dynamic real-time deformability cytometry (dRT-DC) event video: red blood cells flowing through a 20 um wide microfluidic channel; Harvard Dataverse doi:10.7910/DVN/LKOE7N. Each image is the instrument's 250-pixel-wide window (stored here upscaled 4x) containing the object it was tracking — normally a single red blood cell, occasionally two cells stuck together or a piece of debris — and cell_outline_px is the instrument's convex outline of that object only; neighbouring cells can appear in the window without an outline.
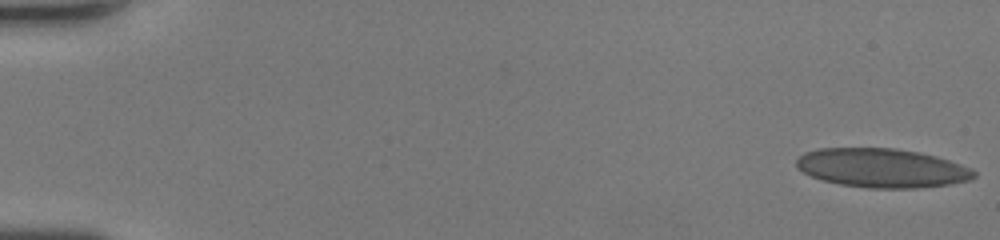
{"species": "human", "species_latin": "Homo sapiens", "temperature_condition": "room temperature", "stored_images_in_passage": 40, "camera_frame_rate_fps": 3000, "um_per_image_px": 0.085, "donor": {"sex": "female"}, "frame": {"image": 1, "passage_image": 1, "time_ms": 0.0, "image_size_px": [1000, 240], "cell_outline_px": [[976, 176], [972, 180], [948, 184], [916, 188], [868, 188], [840, 184], [824, 180], [812, 176], [796, 168], [796, 160], [804, 152], [816, 148], [896, 148], [920, 152], [936, 156], [972, 168], [976, 172]], "centroid_in_image_um": [74.97, 14.27], "position_along_channel_um": 10.0, "area_um2": 40.46}}
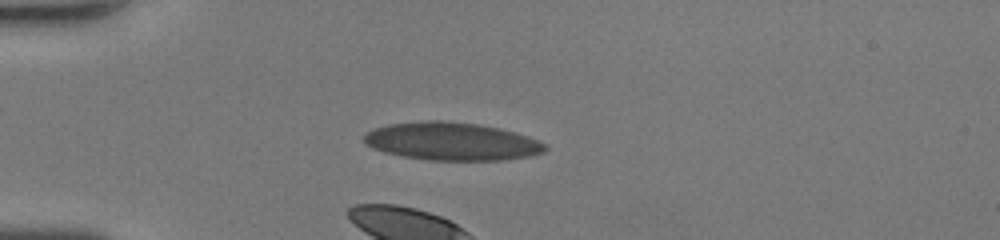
{"frame": {"image": 2, "passage_image": 14, "time_ms": 4.333, "image_size_px": [1000, 240], "cell_outline_px": [[548, 148], [544, 152], [528, 156], [504, 160], [428, 160], [404, 156], [384, 152], [372, 148], [364, 144], [364, 136], [372, 128], [388, 124], [428, 120], [440, 120], [476, 124], [516, 132], [540, 140], [548, 144]], "centroid_in_image_um": [38.4, 12.02], "position_along_channel_um": 46.6, "area_um2": 40.11}}